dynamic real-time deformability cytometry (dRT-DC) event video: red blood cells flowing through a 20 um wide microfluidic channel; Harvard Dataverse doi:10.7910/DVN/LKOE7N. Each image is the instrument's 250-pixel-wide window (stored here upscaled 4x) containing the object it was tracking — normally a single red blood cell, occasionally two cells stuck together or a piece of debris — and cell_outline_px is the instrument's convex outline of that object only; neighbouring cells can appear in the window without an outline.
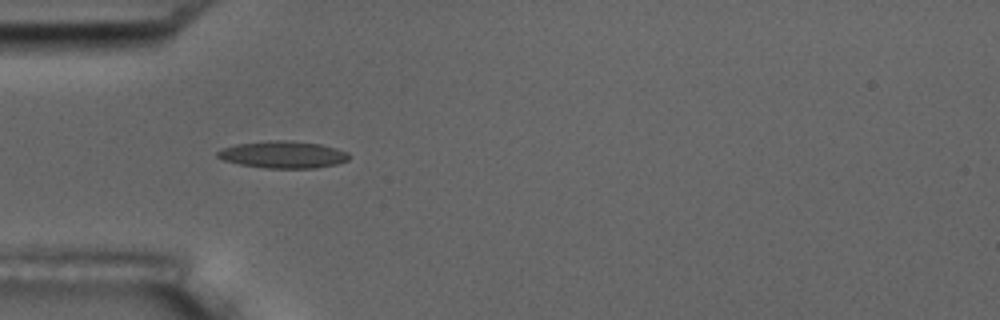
{"species": "common noctule bat (a hibernating species)", "species_latin": "Nyctalus noctula", "temperature_condition": "room temperature", "stored_images_in_passage": 10, "camera_frame_rate_fps": 3000, "um_per_image_px": 0.085, "animal": {"sex": "male", "body_mass_g": 17.5, "forearm_length_mm": 52.3}, "frame": {"image": 1, "passage_image": 1, "time_ms": 0.0, "image_size_px": [1000, 320], "cell_outline_px": [[348, 160], [336, 164], [316, 168], [268, 168], [240, 164], [224, 160], [216, 156], [216, 152], [220, 148], [236, 144], [268, 140], [292, 140], [320, 144], [336, 148], [348, 152]], "centroid_in_image_um": [24.03, 13.13], "position_along_channel_um": 61.0, "area_um2": 20.81}}
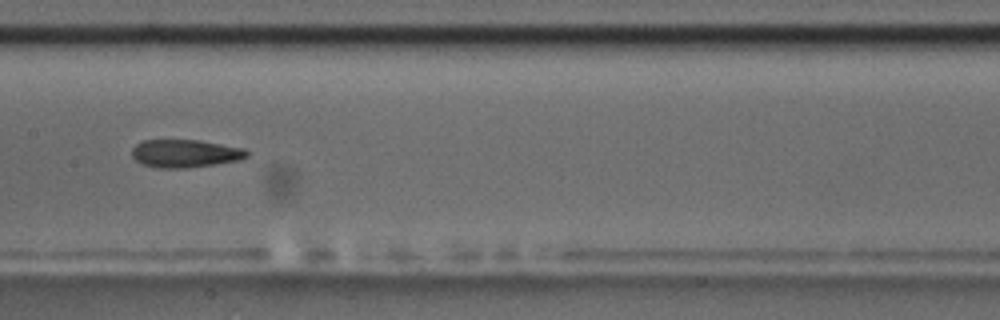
{"frame": {"image": 2, "passage_image": 4, "time_ms": 3.667, "image_size_px": [1000, 320], "cell_outline_px": [[248, 156], [240, 160], [184, 168], [160, 168], [144, 164], [136, 160], [132, 156], [132, 148], [136, 144], [144, 140], [200, 140], [244, 148], [248, 152]], "centroid_in_image_um": [15.74, 13.03], "position_along_channel_um": 191.7, "area_um2": 18.55}}
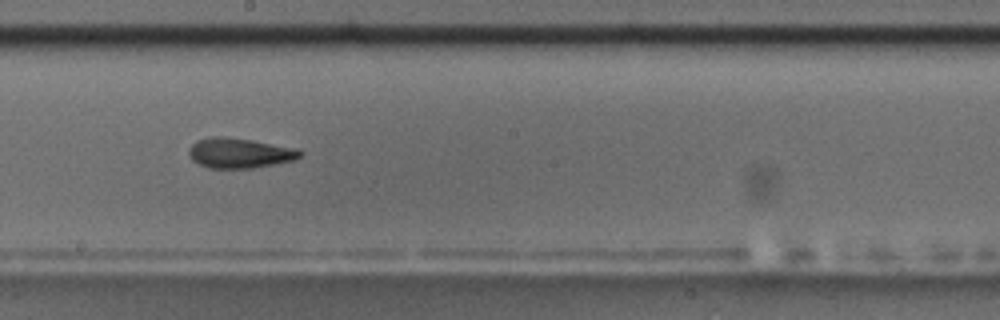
{"frame": {"image": 3, "passage_image": 5, "time_ms": 4.667, "image_size_px": [1000, 320], "cell_outline_px": [[304, 152], [300, 156], [292, 160], [252, 168], [208, 168], [192, 160], [188, 156], [188, 148], [196, 140], [212, 136], [224, 136], [252, 140], [300, 148]], "centroid_in_image_um": [20.34, 12.99], "position_along_channel_um": 227.9, "area_um2": 19.65}, "authors_computed_cell_mechanics": {"area_um2": 18.7561, "velocity_mm_per_s": 3.6297, "shape_relaxation_time_tau1_ms": 6.9424, "shape_relaxation_time_tau2_ms": 3.1656, "deformation_change_tau1": 0.2004, "deformation_change_tau2": 0.0802}}